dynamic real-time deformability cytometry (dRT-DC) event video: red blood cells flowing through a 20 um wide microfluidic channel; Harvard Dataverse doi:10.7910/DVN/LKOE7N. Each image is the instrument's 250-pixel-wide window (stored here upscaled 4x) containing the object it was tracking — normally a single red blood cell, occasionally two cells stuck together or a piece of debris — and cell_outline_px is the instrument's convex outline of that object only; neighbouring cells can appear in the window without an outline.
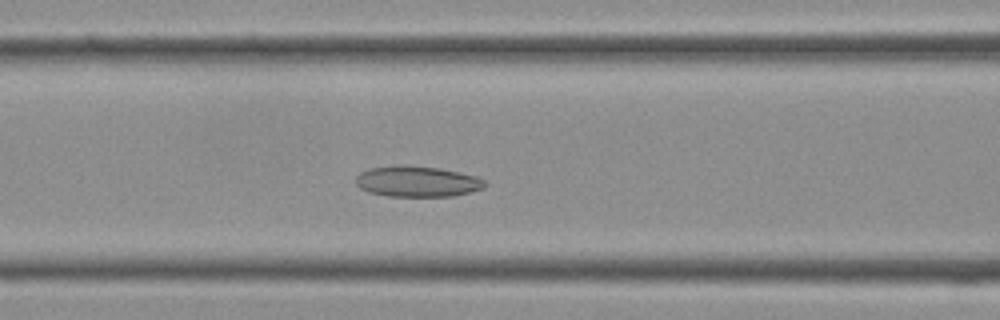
{"species": "Egyptian fruit bat (a non-hibernating species)", "species_latin": "Rousettus aegyptiacus", "temperature_condition": "cold", "stored_images_in_passage": 30, "camera_frame_rate_fps": 3000, "um_per_image_px": 0.085, "frame": {"image": 1, "passage_image": 7, "time_ms": 2.0, "image_size_px": [1000, 320], "cell_outline_px": [[484, 188], [452, 196], [388, 196], [368, 192], [360, 188], [356, 184], [356, 176], [360, 172], [368, 168], [404, 164], [440, 168], [460, 172], [476, 176], [484, 180]], "centroid_in_image_um": [35.42, 15.41], "position_along_channel_um": 131.2, "area_um2": 23.24}}
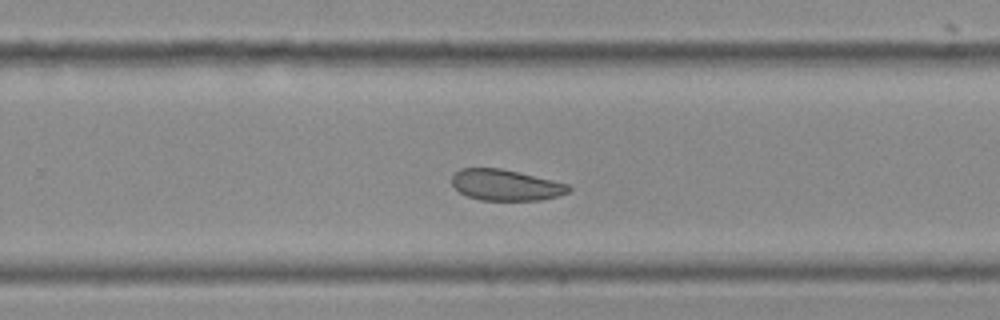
{"frame": {"image": 2, "passage_image": 16, "time_ms": 5.0, "image_size_px": [1000, 320], "cell_outline_px": [[572, 188], [568, 192], [556, 196], [540, 200], [480, 200], [468, 196], [460, 192], [452, 184], [452, 176], [460, 168], [500, 168], [568, 184]], "centroid_in_image_um": [42.96, 15.73], "position_along_channel_um": 286.8, "area_um2": 20.81}}
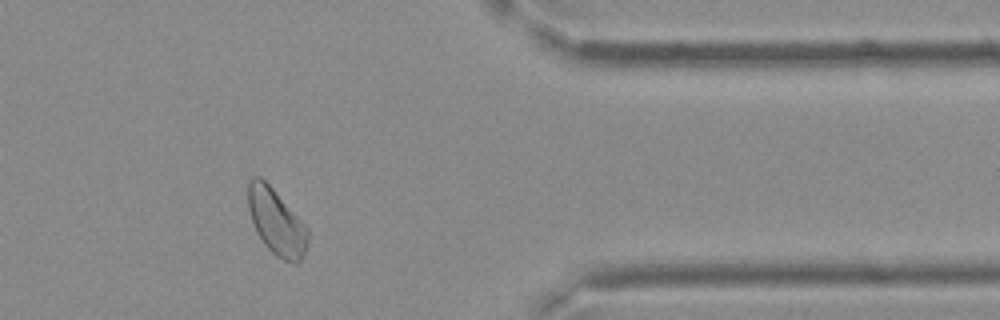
{"frame": {"image": 3, "passage_image": 23, "time_ms": 7.333, "image_size_px": [1000, 320], "cell_outline_px": [[308, 244], [300, 260], [296, 264], [284, 260], [276, 256], [264, 244], [252, 220], [248, 208], [248, 180], [252, 176], [260, 176], [272, 188], [308, 228]], "centroid_in_image_um": [23.49, 18.86], "position_along_channel_um": 387.9, "area_um2": 22.54}}